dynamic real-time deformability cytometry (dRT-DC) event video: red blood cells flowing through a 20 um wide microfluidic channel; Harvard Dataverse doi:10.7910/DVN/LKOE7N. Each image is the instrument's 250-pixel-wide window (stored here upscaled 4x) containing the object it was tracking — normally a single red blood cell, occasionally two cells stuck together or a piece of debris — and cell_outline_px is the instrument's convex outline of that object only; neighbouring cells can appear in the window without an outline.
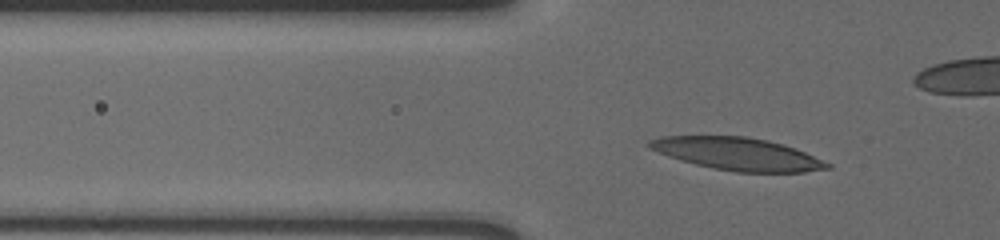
{"species": "human", "species_latin": "Homo sapiens", "temperature_condition": "cold", "stored_images_in_passage": 43, "camera_frame_rate_fps": 3000, "um_per_image_px": 0.085, "donor": {"sex": "male"}, "frame": {"image": 1, "passage_image": 9, "time_ms": 2.667, "image_size_px": [1000, 240], "cell_outline_px": [[832, 168], [804, 172], [736, 172], [712, 168], [680, 160], [668, 156], [648, 148], [644, 144], [648, 140], [660, 136], [748, 136], [768, 140], [804, 152], [832, 164]], "centroid_in_image_um": [62.64, 13.08], "position_along_channel_um": 63.2, "area_um2": 33.76}}
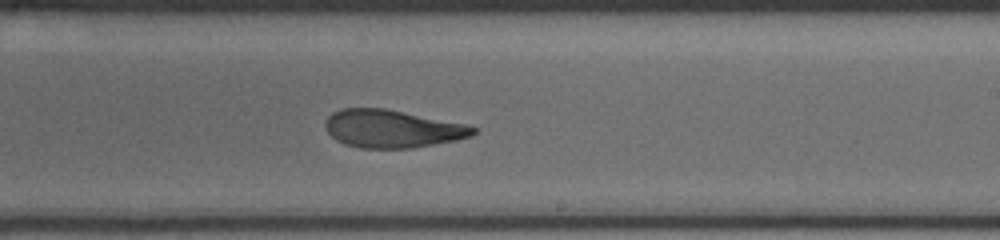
{"frame": {"image": 2, "passage_image": 26, "time_ms": 8.333, "image_size_px": [1000, 240], "cell_outline_px": [[476, 132], [472, 136], [456, 140], [412, 148], [360, 148], [344, 144], [336, 140], [328, 132], [324, 124], [328, 116], [332, 112], [340, 108], [384, 108], [468, 124], [476, 128]], "centroid_in_image_um": [33.33, 10.94], "position_along_channel_um": 255.7, "area_um2": 32.71}}
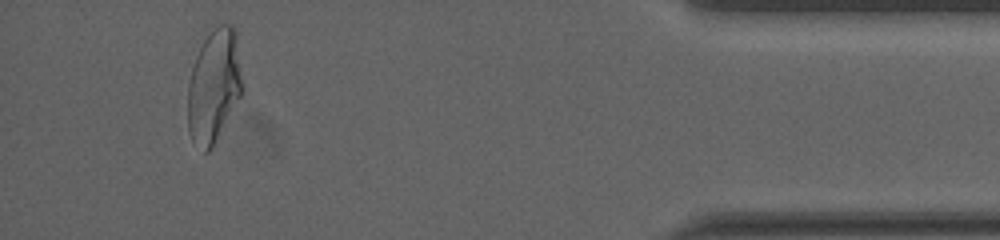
{"frame": {"image": 3, "passage_image": 43, "time_ms": 14.0, "image_size_px": [1000, 240], "cell_outline_px": [[244, 92], [212, 148], [208, 152], [204, 152], [192, 140], [188, 132], [188, 84], [192, 68], [196, 56], [204, 40], [220, 24], [232, 24], [236, 28], [244, 88]], "centroid_in_image_um": [18.22, 7.32], "position_along_channel_um": 417.0, "area_um2": 36.41}, "authors_computed_cell_mechanics": {"area_um2": 33.5818, "velocity_mm_per_s": 3.5983, "shape_relaxation_time_tau1_ms": null, "shape_relaxation_time_tau2_ms": 2.7361, "deformation_change_tau1": null, "deformation_change_tau2": 0.1151}}